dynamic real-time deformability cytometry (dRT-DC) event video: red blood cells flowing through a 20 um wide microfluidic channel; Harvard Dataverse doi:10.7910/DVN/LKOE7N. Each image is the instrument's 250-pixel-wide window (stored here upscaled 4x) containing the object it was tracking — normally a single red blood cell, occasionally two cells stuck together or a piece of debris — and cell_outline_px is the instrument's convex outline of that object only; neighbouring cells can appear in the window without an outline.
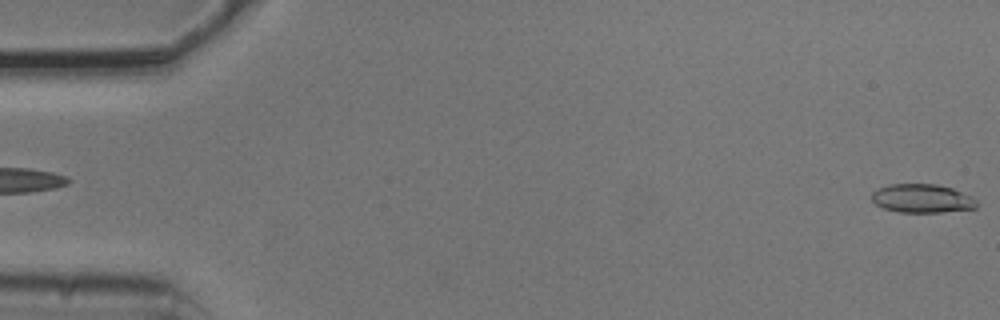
{"species": "common noctule bat (a hibernating species)", "species_latin": "Nyctalus noctula", "temperature_condition": "cold", "stored_images_in_passage": 5, "segment_of_instrument_passage": [2, 2], "camera_frame_rate_fps": 3000, "um_per_image_px": 0.085, "animal": {"sex": "male", "body_mass_g": 20.5, "forearm_length_mm": 52.5}, "frame": {"image": 1, "passage_image": 5, "time_ms": 1.333, "image_size_px": [1000, 320], "cell_outline_px": [[976, 208], [940, 212], [900, 212], [884, 208], [876, 204], [872, 200], [872, 192], [888, 184], [936, 184], [952, 188], [972, 196], [976, 200]], "centroid_in_image_um": [78.38, 16.86], "position_along_channel_um": 6.6, "area_um2": 17.4}}